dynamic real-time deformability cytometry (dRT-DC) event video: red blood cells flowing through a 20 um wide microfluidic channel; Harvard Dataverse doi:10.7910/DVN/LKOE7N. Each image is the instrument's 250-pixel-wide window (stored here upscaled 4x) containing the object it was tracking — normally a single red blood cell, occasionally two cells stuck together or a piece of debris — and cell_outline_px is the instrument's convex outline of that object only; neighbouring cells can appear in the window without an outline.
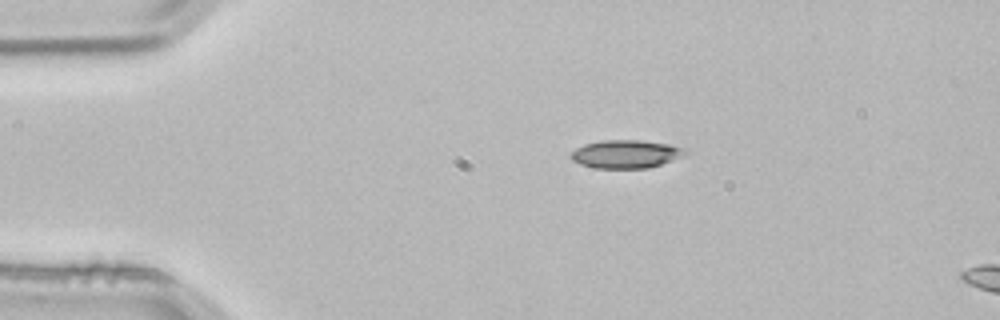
{"species": "common noctule bat (a hibernating species)", "species_latin": "Nyctalus noctula", "temperature_condition": "room temperature", "stored_images_in_passage": 2, "camera_frame_rate_fps": 3000, "um_per_image_px": 0.085, "animal": {"sex": "male", "body_mass_g": 21.5, "forearm_length_mm": 52.0}, "frame": {"image": 1, "passage_image": 1, "time_ms": 0.0, "image_size_px": [1000, 320], "cell_outline_px": [[688, 152], [684, 156], [648, 168], [592, 168], [580, 164], [572, 160], [568, 156], [576, 148], [584, 144], [600, 140], [640, 140], [668, 144], [688, 148]], "centroid_in_image_um": [53.19, 13.09], "position_along_channel_um": 31.8, "area_um2": 18.96}}